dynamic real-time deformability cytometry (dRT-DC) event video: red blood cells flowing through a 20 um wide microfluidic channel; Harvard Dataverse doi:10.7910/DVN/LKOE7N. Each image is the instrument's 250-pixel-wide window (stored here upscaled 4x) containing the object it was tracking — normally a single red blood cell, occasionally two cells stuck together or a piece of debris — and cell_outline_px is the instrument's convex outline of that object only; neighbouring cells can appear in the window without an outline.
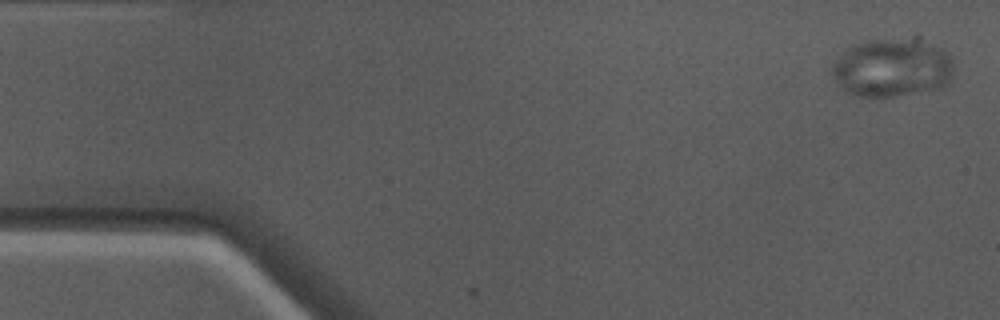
{"species": "Egyptian fruit bat (a non-hibernating species)", "species_latin": "Rousettus aegyptiacus", "temperature_condition": "warm", "stored_images_in_passage": 2, "camera_frame_rate_fps": 3000, "um_per_image_px": 0.085, "animal": {"sex": "male"}, "frame": {"image": 1, "passage_image": 2, "time_ms": 0.333, "image_size_px": [1000, 320], "cell_outline_px": [[952, 68], [948, 80], [944, 88], [892, 96], [860, 96], [844, 92], [840, 88], [828, 72], [832, 64], [848, 48], [856, 44], [868, 40], [888, 40], [940, 48], [952, 56]], "centroid_in_image_um": [75.73, 5.84], "position_along_channel_um": 9.3, "area_um2": 40.17}}